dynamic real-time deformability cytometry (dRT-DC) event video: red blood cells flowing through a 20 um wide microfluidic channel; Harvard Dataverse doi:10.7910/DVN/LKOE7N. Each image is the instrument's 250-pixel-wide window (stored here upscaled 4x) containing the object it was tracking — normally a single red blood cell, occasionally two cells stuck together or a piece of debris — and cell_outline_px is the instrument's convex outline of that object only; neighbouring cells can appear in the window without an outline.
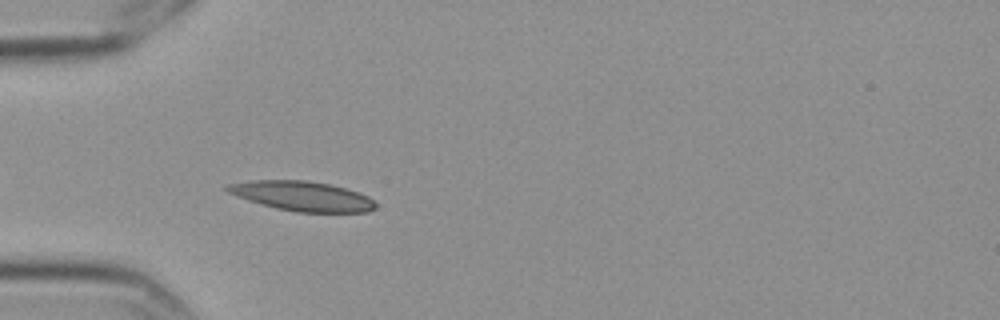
{"species": "Egyptian fruit bat (a non-hibernating species)", "species_latin": "Rousettus aegyptiacus", "temperature_condition": "cold", "stored_images_in_passage": 6, "camera_frame_rate_fps": 3000, "um_per_image_px": 0.085, "frame": {"image": 1, "passage_image": 6, "time_ms": 1.667, "image_size_px": [1000, 320], "cell_outline_px": [[376, 208], [368, 212], [296, 212], [276, 208], [260, 204], [236, 196], [228, 192], [224, 188], [228, 184], [252, 180], [304, 180], [328, 184], [360, 192], [368, 196], [376, 204]], "centroid_in_image_um": [25.68, 16.67], "position_along_channel_um": 59.3, "area_um2": 25.61}}